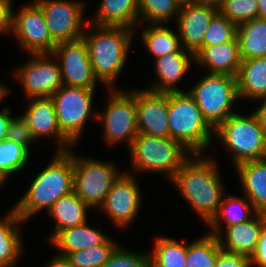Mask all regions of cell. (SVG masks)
<instances>
[{"label":"cell","mask_w":266,"mask_h":267,"mask_svg":"<svg viewBox=\"0 0 266 267\" xmlns=\"http://www.w3.org/2000/svg\"><path fill=\"white\" fill-rule=\"evenodd\" d=\"M193 154L171 178L180 194L206 224L216 215L224 189L214 160ZM207 158V159H206Z\"/></svg>","instance_id":"1"},{"label":"cell","mask_w":266,"mask_h":267,"mask_svg":"<svg viewBox=\"0 0 266 267\" xmlns=\"http://www.w3.org/2000/svg\"><path fill=\"white\" fill-rule=\"evenodd\" d=\"M52 162L32 180L27 192L14 205L26 222L42 209L47 211L65 195L74 191L73 152H56Z\"/></svg>","instance_id":"2"},{"label":"cell","mask_w":266,"mask_h":267,"mask_svg":"<svg viewBox=\"0 0 266 267\" xmlns=\"http://www.w3.org/2000/svg\"><path fill=\"white\" fill-rule=\"evenodd\" d=\"M86 24L92 32L84 31L82 38L87 45L95 77L109 90L113 89L127 62L134 31L124 26H98L88 21Z\"/></svg>","instance_id":"3"},{"label":"cell","mask_w":266,"mask_h":267,"mask_svg":"<svg viewBox=\"0 0 266 267\" xmlns=\"http://www.w3.org/2000/svg\"><path fill=\"white\" fill-rule=\"evenodd\" d=\"M168 118L170 138L181 142L191 153L202 154L211 146L215 129L188 91L169 93Z\"/></svg>","instance_id":"4"},{"label":"cell","mask_w":266,"mask_h":267,"mask_svg":"<svg viewBox=\"0 0 266 267\" xmlns=\"http://www.w3.org/2000/svg\"><path fill=\"white\" fill-rule=\"evenodd\" d=\"M128 150L132 156L134 171L165 172L166 175L169 174L167 177L170 179L193 155L181 142L170 137H155L142 133L137 134Z\"/></svg>","instance_id":"5"},{"label":"cell","mask_w":266,"mask_h":267,"mask_svg":"<svg viewBox=\"0 0 266 267\" xmlns=\"http://www.w3.org/2000/svg\"><path fill=\"white\" fill-rule=\"evenodd\" d=\"M214 137L233 153L235 166L266 158V137L254 113L232 114L215 129Z\"/></svg>","instance_id":"6"},{"label":"cell","mask_w":266,"mask_h":267,"mask_svg":"<svg viewBox=\"0 0 266 267\" xmlns=\"http://www.w3.org/2000/svg\"><path fill=\"white\" fill-rule=\"evenodd\" d=\"M193 86L188 93L214 129L235 113L231 108L240 99L236 76L207 72Z\"/></svg>","instance_id":"7"},{"label":"cell","mask_w":266,"mask_h":267,"mask_svg":"<svg viewBox=\"0 0 266 267\" xmlns=\"http://www.w3.org/2000/svg\"><path fill=\"white\" fill-rule=\"evenodd\" d=\"M95 89L62 86L52 96L61 132L74 144H78L89 117L96 118L92 111Z\"/></svg>","instance_id":"8"},{"label":"cell","mask_w":266,"mask_h":267,"mask_svg":"<svg viewBox=\"0 0 266 267\" xmlns=\"http://www.w3.org/2000/svg\"><path fill=\"white\" fill-rule=\"evenodd\" d=\"M74 192L90 208L101 207L114 182L123 172H118L110 162L78 158L73 154Z\"/></svg>","instance_id":"9"},{"label":"cell","mask_w":266,"mask_h":267,"mask_svg":"<svg viewBox=\"0 0 266 267\" xmlns=\"http://www.w3.org/2000/svg\"><path fill=\"white\" fill-rule=\"evenodd\" d=\"M110 92L103 114L98 113L96 119L103 121L104 140L109 145L127 140L130 148L138 134L136 90L123 92L110 89Z\"/></svg>","instance_id":"10"},{"label":"cell","mask_w":266,"mask_h":267,"mask_svg":"<svg viewBox=\"0 0 266 267\" xmlns=\"http://www.w3.org/2000/svg\"><path fill=\"white\" fill-rule=\"evenodd\" d=\"M43 11L51 38L58 44L82 38L85 4L71 0H36ZM84 8V9H83Z\"/></svg>","instance_id":"11"},{"label":"cell","mask_w":266,"mask_h":267,"mask_svg":"<svg viewBox=\"0 0 266 267\" xmlns=\"http://www.w3.org/2000/svg\"><path fill=\"white\" fill-rule=\"evenodd\" d=\"M11 33L29 54H52L57 43L51 38L41 7L35 2L13 14Z\"/></svg>","instance_id":"12"},{"label":"cell","mask_w":266,"mask_h":267,"mask_svg":"<svg viewBox=\"0 0 266 267\" xmlns=\"http://www.w3.org/2000/svg\"><path fill=\"white\" fill-rule=\"evenodd\" d=\"M52 57L58 59L64 86L96 89L98 79L95 77L83 38L58 43L51 54Z\"/></svg>","instance_id":"13"},{"label":"cell","mask_w":266,"mask_h":267,"mask_svg":"<svg viewBox=\"0 0 266 267\" xmlns=\"http://www.w3.org/2000/svg\"><path fill=\"white\" fill-rule=\"evenodd\" d=\"M29 61L15 74L25 95L29 98L51 97L60 87V64L50 58L51 54H31ZM53 60V61H52Z\"/></svg>","instance_id":"14"},{"label":"cell","mask_w":266,"mask_h":267,"mask_svg":"<svg viewBox=\"0 0 266 267\" xmlns=\"http://www.w3.org/2000/svg\"><path fill=\"white\" fill-rule=\"evenodd\" d=\"M131 174L124 172L119 176L100 207L120 228L134 221L142 200L136 178Z\"/></svg>","instance_id":"15"},{"label":"cell","mask_w":266,"mask_h":267,"mask_svg":"<svg viewBox=\"0 0 266 267\" xmlns=\"http://www.w3.org/2000/svg\"><path fill=\"white\" fill-rule=\"evenodd\" d=\"M138 133L155 137H170L169 93L136 91Z\"/></svg>","instance_id":"16"},{"label":"cell","mask_w":266,"mask_h":267,"mask_svg":"<svg viewBox=\"0 0 266 267\" xmlns=\"http://www.w3.org/2000/svg\"><path fill=\"white\" fill-rule=\"evenodd\" d=\"M217 12L218 8L214 6L192 1L182 3L176 22L180 44L184 50L195 54L203 47L209 23Z\"/></svg>","instance_id":"17"},{"label":"cell","mask_w":266,"mask_h":267,"mask_svg":"<svg viewBox=\"0 0 266 267\" xmlns=\"http://www.w3.org/2000/svg\"><path fill=\"white\" fill-rule=\"evenodd\" d=\"M26 112L22 113L35 139L55 136L58 139L57 152H67L73 143L61 132L55 106L51 97L30 98ZM69 147V148H68Z\"/></svg>","instance_id":"18"},{"label":"cell","mask_w":266,"mask_h":267,"mask_svg":"<svg viewBox=\"0 0 266 267\" xmlns=\"http://www.w3.org/2000/svg\"><path fill=\"white\" fill-rule=\"evenodd\" d=\"M265 224L266 214L256 213L247 222L227 226L224 231L225 235L216 234L219 245L226 251L243 254L250 258L256 249L260 232Z\"/></svg>","instance_id":"19"},{"label":"cell","mask_w":266,"mask_h":267,"mask_svg":"<svg viewBox=\"0 0 266 267\" xmlns=\"http://www.w3.org/2000/svg\"><path fill=\"white\" fill-rule=\"evenodd\" d=\"M238 40L202 47L194 54V62L207 67L208 73L237 76L241 65Z\"/></svg>","instance_id":"20"},{"label":"cell","mask_w":266,"mask_h":267,"mask_svg":"<svg viewBox=\"0 0 266 267\" xmlns=\"http://www.w3.org/2000/svg\"><path fill=\"white\" fill-rule=\"evenodd\" d=\"M192 59L194 61V54L182 47L177 52L155 59L156 75L160 81L146 89L159 93L183 92L175 86L189 70Z\"/></svg>","instance_id":"21"},{"label":"cell","mask_w":266,"mask_h":267,"mask_svg":"<svg viewBox=\"0 0 266 267\" xmlns=\"http://www.w3.org/2000/svg\"><path fill=\"white\" fill-rule=\"evenodd\" d=\"M244 196L258 213L266 214V158L246 161L235 166Z\"/></svg>","instance_id":"22"},{"label":"cell","mask_w":266,"mask_h":267,"mask_svg":"<svg viewBox=\"0 0 266 267\" xmlns=\"http://www.w3.org/2000/svg\"><path fill=\"white\" fill-rule=\"evenodd\" d=\"M108 239L109 237L102 233L101 229L90 227L85 222L60 230L50 240V243L60 251L58 255L64 256L71 252L104 244Z\"/></svg>","instance_id":"23"},{"label":"cell","mask_w":266,"mask_h":267,"mask_svg":"<svg viewBox=\"0 0 266 267\" xmlns=\"http://www.w3.org/2000/svg\"><path fill=\"white\" fill-rule=\"evenodd\" d=\"M95 17L88 22L98 26H124L134 30L139 23L138 0H102Z\"/></svg>","instance_id":"24"},{"label":"cell","mask_w":266,"mask_h":267,"mask_svg":"<svg viewBox=\"0 0 266 267\" xmlns=\"http://www.w3.org/2000/svg\"><path fill=\"white\" fill-rule=\"evenodd\" d=\"M236 78L240 99H265L266 57L242 60Z\"/></svg>","instance_id":"25"},{"label":"cell","mask_w":266,"mask_h":267,"mask_svg":"<svg viewBox=\"0 0 266 267\" xmlns=\"http://www.w3.org/2000/svg\"><path fill=\"white\" fill-rule=\"evenodd\" d=\"M21 223L23 221L14 207L0 219V267L15 266L24 252L19 231Z\"/></svg>","instance_id":"26"},{"label":"cell","mask_w":266,"mask_h":267,"mask_svg":"<svg viewBox=\"0 0 266 267\" xmlns=\"http://www.w3.org/2000/svg\"><path fill=\"white\" fill-rule=\"evenodd\" d=\"M90 207L73 191L59 198L47 211L48 216L55 220V231L49 241L60 231L87 222V210Z\"/></svg>","instance_id":"27"},{"label":"cell","mask_w":266,"mask_h":267,"mask_svg":"<svg viewBox=\"0 0 266 267\" xmlns=\"http://www.w3.org/2000/svg\"><path fill=\"white\" fill-rule=\"evenodd\" d=\"M241 60L266 57V20L252 19L237 27Z\"/></svg>","instance_id":"28"},{"label":"cell","mask_w":266,"mask_h":267,"mask_svg":"<svg viewBox=\"0 0 266 267\" xmlns=\"http://www.w3.org/2000/svg\"><path fill=\"white\" fill-rule=\"evenodd\" d=\"M252 213L256 214L258 212H256L251 202L245 196L244 198L231 196V198L226 199L223 197L216 215L207 224L213 230V232L211 231L209 233L213 235L223 233L221 230V227H223L220 222L221 219L224 220L225 227H227L249 221L254 217Z\"/></svg>","instance_id":"29"},{"label":"cell","mask_w":266,"mask_h":267,"mask_svg":"<svg viewBox=\"0 0 266 267\" xmlns=\"http://www.w3.org/2000/svg\"><path fill=\"white\" fill-rule=\"evenodd\" d=\"M164 25L151 24L141 32L143 45L155 59L177 52L181 48L177 33Z\"/></svg>","instance_id":"30"},{"label":"cell","mask_w":266,"mask_h":267,"mask_svg":"<svg viewBox=\"0 0 266 267\" xmlns=\"http://www.w3.org/2000/svg\"><path fill=\"white\" fill-rule=\"evenodd\" d=\"M149 267H186L187 244L168 237L156 238Z\"/></svg>","instance_id":"31"},{"label":"cell","mask_w":266,"mask_h":267,"mask_svg":"<svg viewBox=\"0 0 266 267\" xmlns=\"http://www.w3.org/2000/svg\"><path fill=\"white\" fill-rule=\"evenodd\" d=\"M220 249L216 235L198 238L187 245L186 267H214Z\"/></svg>","instance_id":"32"},{"label":"cell","mask_w":266,"mask_h":267,"mask_svg":"<svg viewBox=\"0 0 266 267\" xmlns=\"http://www.w3.org/2000/svg\"><path fill=\"white\" fill-rule=\"evenodd\" d=\"M139 1V23L149 22L150 24L168 23L176 16L181 9V0H138ZM142 19V20H141Z\"/></svg>","instance_id":"33"},{"label":"cell","mask_w":266,"mask_h":267,"mask_svg":"<svg viewBox=\"0 0 266 267\" xmlns=\"http://www.w3.org/2000/svg\"><path fill=\"white\" fill-rule=\"evenodd\" d=\"M117 246V242L109 238L104 244L71 252L64 257L72 267H102Z\"/></svg>","instance_id":"34"},{"label":"cell","mask_w":266,"mask_h":267,"mask_svg":"<svg viewBox=\"0 0 266 267\" xmlns=\"http://www.w3.org/2000/svg\"><path fill=\"white\" fill-rule=\"evenodd\" d=\"M30 150L22 144L8 139L0 141V175L7 179L17 173L28 162Z\"/></svg>","instance_id":"35"},{"label":"cell","mask_w":266,"mask_h":267,"mask_svg":"<svg viewBox=\"0 0 266 267\" xmlns=\"http://www.w3.org/2000/svg\"><path fill=\"white\" fill-rule=\"evenodd\" d=\"M218 11L237 27L258 18L257 0H223Z\"/></svg>","instance_id":"36"},{"label":"cell","mask_w":266,"mask_h":267,"mask_svg":"<svg viewBox=\"0 0 266 267\" xmlns=\"http://www.w3.org/2000/svg\"><path fill=\"white\" fill-rule=\"evenodd\" d=\"M237 26L219 11L211 19L204 36L203 47L219 45L236 37Z\"/></svg>","instance_id":"37"},{"label":"cell","mask_w":266,"mask_h":267,"mask_svg":"<svg viewBox=\"0 0 266 267\" xmlns=\"http://www.w3.org/2000/svg\"><path fill=\"white\" fill-rule=\"evenodd\" d=\"M117 246L102 267H149V254L136 253Z\"/></svg>","instance_id":"38"},{"label":"cell","mask_w":266,"mask_h":267,"mask_svg":"<svg viewBox=\"0 0 266 267\" xmlns=\"http://www.w3.org/2000/svg\"><path fill=\"white\" fill-rule=\"evenodd\" d=\"M7 139L22 144L29 150V144L36 141L31 129L27 125L22 115L12 117L9 126Z\"/></svg>","instance_id":"39"},{"label":"cell","mask_w":266,"mask_h":267,"mask_svg":"<svg viewBox=\"0 0 266 267\" xmlns=\"http://www.w3.org/2000/svg\"><path fill=\"white\" fill-rule=\"evenodd\" d=\"M214 267H250V259L243 254L220 249Z\"/></svg>","instance_id":"40"},{"label":"cell","mask_w":266,"mask_h":267,"mask_svg":"<svg viewBox=\"0 0 266 267\" xmlns=\"http://www.w3.org/2000/svg\"><path fill=\"white\" fill-rule=\"evenodd\" d=\"M250 259V267L258 265L259 267H266V224L263 226L256 249Z\"/></svg>","instance_id":"41"},{"label":"cell","mask_w":266,"mask_h":267,"mask_svg":"<svg viewBox=\"0 0 266 267\" xmlns=\"http://www.w3.org/2000/svg\"><path fill=\"white\" fill-rule=\"evenodd\" d=\"M12 0H0V33L12 31Z\"/></svg>","instance_id":"42"},{"label":"cell","mask_w":266,"mask_h":267,"mask_svg":"<svg viewBox=\"0 0 266 267\" xmlns=\"http://www.w3.org/2000/svg\"><path fill=\"white\" fill-rule=\"evenodd\" d=\"M11 112L10 108H3V110L0 111V141L7 139L8 126L12 119L10 116L12 114Z\"/></svg>","instance_id":"43"},{"label":"cell","mask_w":266,"mask_h":267,"mask_svg":"<svg viewBox=\"0 0 266 267\" xmlns=\"http://www.w3.org/2000/svg\"><path fill=\"white\" fill-rule=\"evenodd\" d=\"M262 104L253 113L256 116L260 127L262 128L264 135L266 137V98L261 99Z\"/></svg>","instance_id":"44"},{"label":"cell","mask_w":266,"mask_h":267,"mask_svg":"<svg viewBox=\"0 0 266 267\" xmlns=\"http://www.w3.org/2000/svg\"><path fill=\"white\" fill-rule=\"evenodd\" d=\"M46 267H72L64 256L56 255Z\"/></svg>","instance_id":"45"},{"label":"cell","mask_w":266,"mask_h":267,"mask_svg":"<svg viewBox=\"0 0 266 267\" xmlns=\"http://www.w3.org/2000/svg\"><path fill=\"white\" fill-rule=\"evenodd\" d=\"M258 2V18L266 20V0H257Z\"/></svg>","instance_id":"46"},{"label":"cell","mask_w":266,"mask_h":267,"mask_svg":"<svg viewBox=\"0 0 266 267\" xmlns=\"http://www.w3.org/2000/svg\"><path fill=\"white\" fill-rule=\"evenodd\" d=\"M192 2L198 3V4H205L214 6L216 8H219L222 4L223 0H192Z\"/></svg>","instance_id":"47"},{"label":"cell","mask_w":266,"mask_h":267,"mask_svg":"<svg viewBox=\"0 0 266 267\" xmlns=\"http://www.w3.org/2000/svg\"><path fill=\"white\" fill-rule=\"evenodd\" d=\"M9 93V89L6 85L0 83V101L5 98V96Z\"/></svg>","instance_id":"48"},{"label":"cell","mask_w":266,"mask_h":267,"mask_svg":"<svg viewBox=\"0 0 266 267\" xmlns=\"http://www.w3.org/2000/svg\"><path fill=\"white\" fill-rule=\"evenodd\" d=\"M5 180L6 179L0 175V187L4 184Z\"/></svg>","instance_id":"49"},{"label":"cell","mask_w":266,"mask_h":267,"mask_svg":"<svg viewBox=\"0 0 266 267\" xmlns=\"http://www.w3.org/2000/svg\"><path fill=\"white\" fill-rule=\"evenodd\" d=\"M181 1L184 3V2H188V1H192V0H181Z\"/></svg>","instance_id":"50"}]
</instances>
